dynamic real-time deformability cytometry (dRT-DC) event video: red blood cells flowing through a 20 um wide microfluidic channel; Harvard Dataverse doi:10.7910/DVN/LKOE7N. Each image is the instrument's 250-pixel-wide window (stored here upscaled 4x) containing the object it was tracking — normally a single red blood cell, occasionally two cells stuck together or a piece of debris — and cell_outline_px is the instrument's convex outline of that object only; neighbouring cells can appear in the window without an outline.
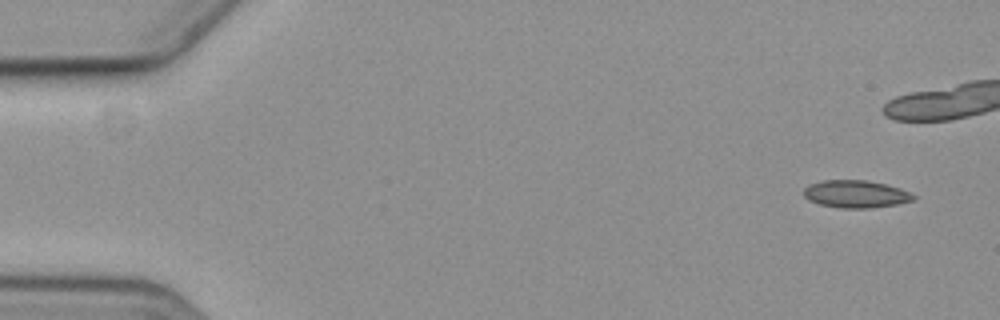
{"species": "common noctule bat (a hibernating species)", "species_latin": "Nyctalus noctula", "temperature_condition": "cold", "stored_images_in_passage": 8, "segment_of_instrument_passage": [1, 2], "camera_frame_rate_fps": 3000, "um_per_image_px": 0.085, "animal": {"sex": "female", "body_mass_g": 19.3, "forearm_length_mm": 54.1}, "frame": {"image": 1, "passage_image": 1, "time_ms": 0.0, "image_size_px": [1000, 320], "cell_outline_px": [[916, 196], [912, 200], [896, 204], [868, 208], [840, 208], [820, 204], [808, 200], [804, 196], [804, 188], [808, 184], [824, 180], [868, 180], [900, 188]], "centroid_in_image_um": [72.7, 16.48], "position_along_channel_um": 12.3, "area_um2": 17.46}}
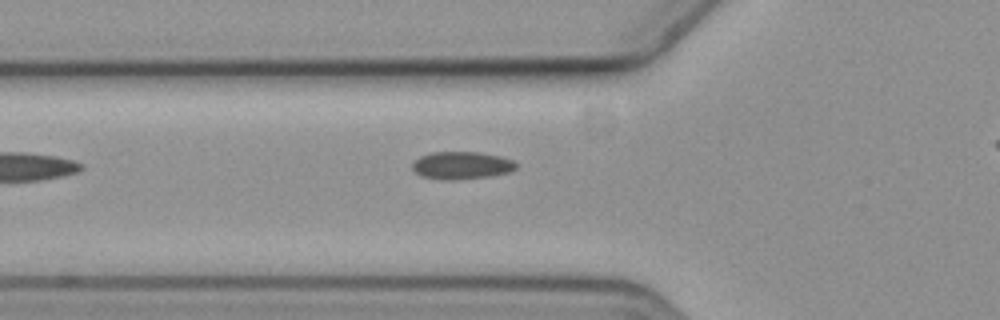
{"frame": {"image": 2, "passage_image": 7, "time_ms": 8.0, "image_size_px": [1000, 320], "cell_outline_px": [[516, 168], [508, 172], [488, 176], [456, 180], [440, 180], [420, 176], [412, 168], [412, 164], [420, 156], [432, 152], [480, 152], [500, 156], [512, 160], [516, 164]], "centroid_in_image_um": [39.2, 14.06], "position_along_channel_um": 86.6, "area_um2": 16.65}}